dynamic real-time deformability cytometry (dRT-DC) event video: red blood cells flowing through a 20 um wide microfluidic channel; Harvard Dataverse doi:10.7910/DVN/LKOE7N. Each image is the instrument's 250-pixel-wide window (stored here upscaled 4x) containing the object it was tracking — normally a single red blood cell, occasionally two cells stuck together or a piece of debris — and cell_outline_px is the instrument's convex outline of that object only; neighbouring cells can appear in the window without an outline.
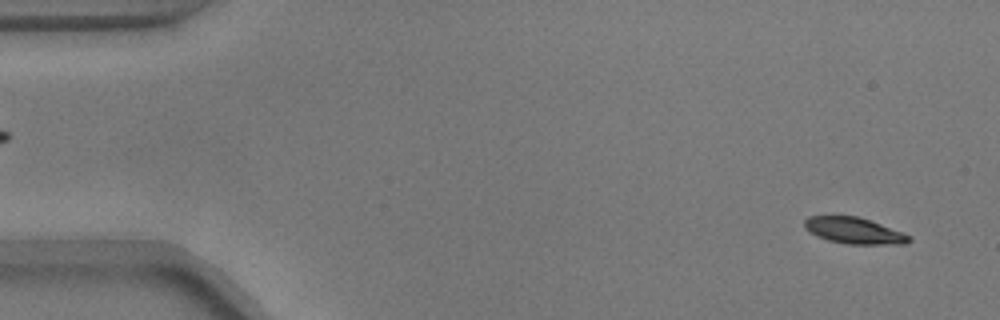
{"species": "common noctule bat (a hibernating species)", "species_latin": "Nyctalus noctula", "temperature_condition": "warm", "stored_images_in_passage": 54, "camera_frame_rate_fps": 3000, "um_per_image_px": 0.085, "animal": {"sex": "male", "body_mass_g": 17.9}, "frame": {"image": 1, "passage_image": 3, "time_ms": 0.667, "image_size_px": [1000, 320], "cell_outline_px": [[912, 240], [904, 244], [848, 244], [828, 240], [816, 236], [808, 232], [804, 228], [804, 220], [808, 216], [856, 216], [880, 224], [912, 236]], "centroid_in_image_um": [72.56, 19.61], "position_along_channel_um": 12.4, "area_um2": 15.95}}
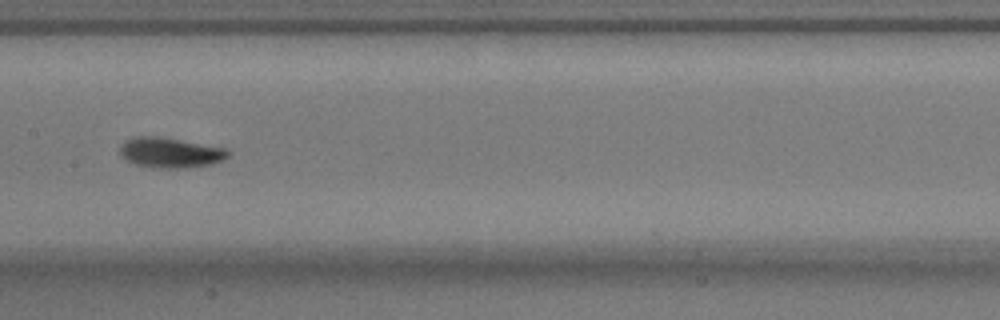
{"frame": {"image": 2, "passage_image": 27, "time_ms": 8.667, "image_size_px": [1000, 320], "cell_outline_px": [[228, 156], [220, 160], [208, 164], [184, 168], [152, 168], [136, 164], [124, 160], [120, 156], [120, 144], [136, 136], [156, 136], [180, 140], [224, 148], [228, 152]], "centroid_in_image_um": [14.37, 12.98], "position_along_channel_um": 193.0, "area_um2": 18.73}}
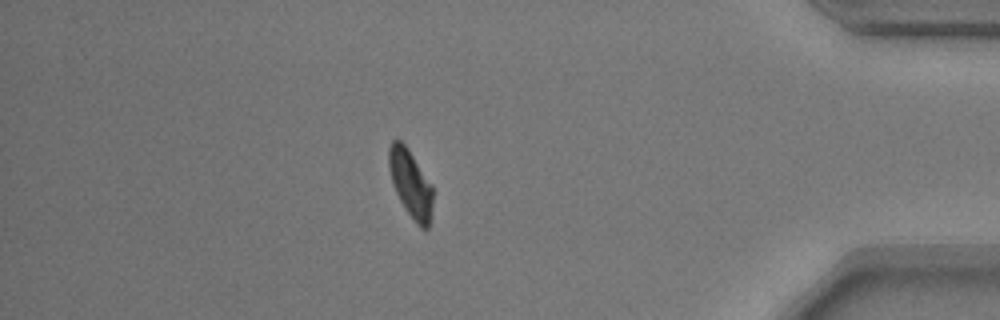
{"frame": {"image": 3, "passage_image": 47, "time_ms": 15.333, "image_size_px": [1000, 320], "cell_outline_px": [[432, 204], [428, 228], [420, 228], [416, 224], [404, 208], [396, 192], [388, 168], [388, 148], [392, 140], [400, 140], [408, 148], [432, 184]], "centroid_in_image_um": [34.89, 15.59], "position_along_channel_um": 400.3, "area_um2": 17.28}, "authors_computed_cell_mechanics": {"area_um2": 17.34, "velocity_mm_per_s": 3.7055, "shape_relaxation_time_tau1_ms": 2.4727, "shape_relaxation_time_tau2_ms": 4.5008, "deformation_change_tau1": 0.1357, "deformation_change_tau2": 0.0915}}